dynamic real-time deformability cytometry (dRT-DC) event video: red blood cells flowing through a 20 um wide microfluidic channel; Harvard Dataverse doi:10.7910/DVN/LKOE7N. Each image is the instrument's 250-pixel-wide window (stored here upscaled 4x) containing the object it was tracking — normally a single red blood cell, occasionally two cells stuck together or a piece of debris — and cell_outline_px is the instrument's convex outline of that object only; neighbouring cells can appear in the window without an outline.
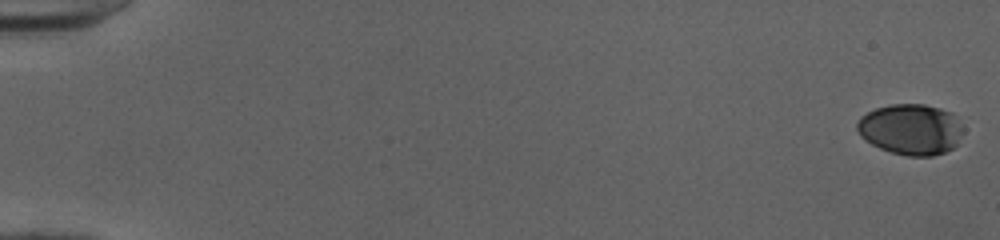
{"species": "human", "species_latin": "Homo sapiens", "temperature_condition": "cold", "stored_images_in_passage": 53, "camera_frame_rate_fps": 3000, "um_per_image_px": 0.085, "donor": {"sex": "female"}, "frame": {"image": 1, "passage_image": 1, "time_ms": 0.0, "image_size_px": [1000, 240], "cell_outline_px": [[964, 132], [956, 144], [952, 148], [944, 152], [932, 156], [908, 156], [892, 152], [880, 148], [872, 144], [860, 136], [856, 128], [856, 124], [860, 116], [876, 108], [888, 104], [924, 104], [940, 108], [952, 112], [956, 116], [964, 128]], "centroid_in_image_um": [77.43, 10.98], "position_along_channel_um": 7.6, "area_um2": 31.67}}
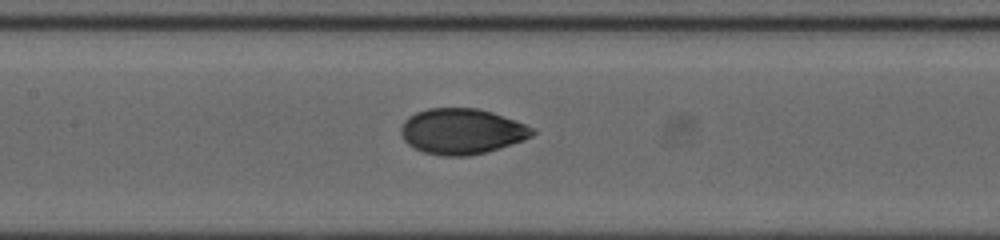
{"frame": {"image": 2, "passage_image": 27, "time_ms": 8.667, "image_size_px": [1000, 240], "cell_outline_px": [[536, 132], [532, 136], [524, 140], [484, 152], [468, 156], [440, 156], [424, 152], [408, 144], [404, 140], [400, 132], [400, 128], [404, 120], [408, 116], [416, 112], [428, 108], [476, 108], [492, 112], [536, 128]], "centroid_in_image_um": [39.24, 11.16], "position_along_channel_um": 168.2, "area_um2": 34.91}}
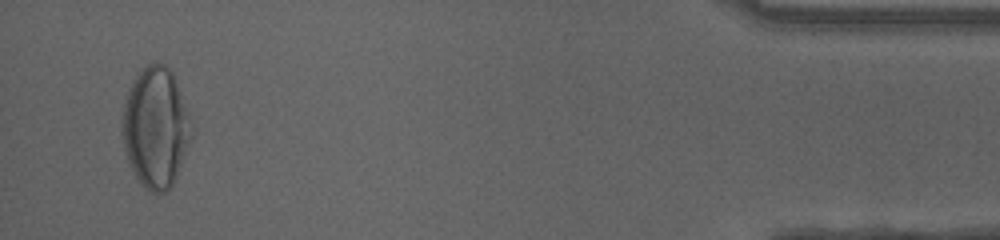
{"frame": {"image": 3, "passage_image": 51, "time_ms": 16.667, "image_size_px": [1000, 240], "cell_outline_px": [[196, 132], [172, 184], [164, 192], [152, 192], [144, 188], [128, 164], [120, 132], [120, 124], [124, 100], [128, 88], [136, 76], [148, 64], [156, 60], [164, 64], [172, 72], [176, 80]], "centroid_in_image_um": [13.23, 10.82], "position_along_channel_um": 422.0, "area_um2": 49.42}, "authors_computed_cell_mechanics": {"area_um2": 34.3332, "velocity_mm_per_s": 4.0243, "shape_relaxation_time_tau1_ms": 5.3263, "shape_relaxation_time_tau2_ms": null, "deformation_change_tau1": 0.2108, "deformation_change_tau2": null}}